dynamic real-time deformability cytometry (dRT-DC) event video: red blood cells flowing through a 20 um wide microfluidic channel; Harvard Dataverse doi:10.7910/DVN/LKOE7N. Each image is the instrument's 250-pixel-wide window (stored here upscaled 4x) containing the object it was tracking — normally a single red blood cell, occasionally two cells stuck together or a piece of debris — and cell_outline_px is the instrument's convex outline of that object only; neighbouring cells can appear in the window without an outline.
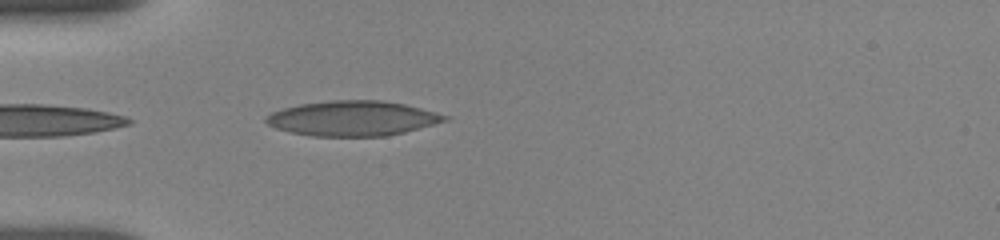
{"species": "human", "species_latin": "Homo sapiens", "temperature_condition": "room temperature", "stored_images_in_passage": 15, "camera_frame_rate_fps": 3000, "um_per_image_px": 0.085, "donor": {"sex": "female"}, "frame": {"image": 1, "passage_image": 1, "time_ms": 0.0, "image_size_px": [1000, 240], "cell_outline_px": [[448, 120], [404, 132], [384, 136], [312, 136], [292, 132], [276, 128], [268, 124], [264, 120], [264, 116], [272, 112], [284, 108], [300, 104], [332, 100], [380, 100], [404, 104], [436, 112], [448, 116]], "centroid_in_image_um": [29.95, 10.06], "position_along_channel_um": 55.1, "area_um2": 36.18}}
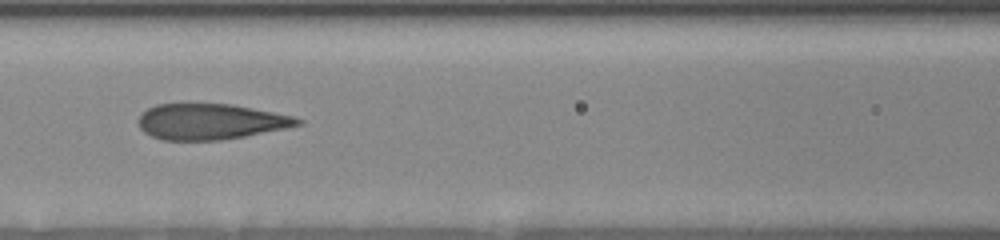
{"frame": {"image": 2, "passage_image": 8, "time_ms": 2.667, "image_size_px": [1000, 240], "cell_outline_px": [[304, 124], [244, 136], [220, 140], [164, 140], [152, 136], [144, 132], [140, 128], [136, 120], [148, 108], [156, 104], [232, 104], [292, 116], [304, 120]], "centroid_in_image_um": [17.87, 10.34], "position_along_channel_um": 148.7, "area_um2": 32.95}}
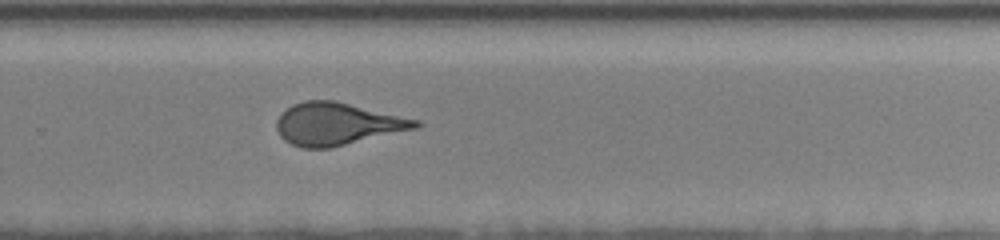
{"frame": {"image": 3, "passage_image": 15, "time_ms": 6.667, "image_size_px": [1000, 240], "cell_outline_px": [[424, 124], [416, 128], [332, 148], [300, 148], [284, 140], [280, 136], [276, 128], [276, 120], [292, 104], [304, 100], [336, 100], [420, 120]], "centroid_in_image_um": [28.68, 10.53], "position_along_channel_um": 301.1, "area_um2": 34.51}}